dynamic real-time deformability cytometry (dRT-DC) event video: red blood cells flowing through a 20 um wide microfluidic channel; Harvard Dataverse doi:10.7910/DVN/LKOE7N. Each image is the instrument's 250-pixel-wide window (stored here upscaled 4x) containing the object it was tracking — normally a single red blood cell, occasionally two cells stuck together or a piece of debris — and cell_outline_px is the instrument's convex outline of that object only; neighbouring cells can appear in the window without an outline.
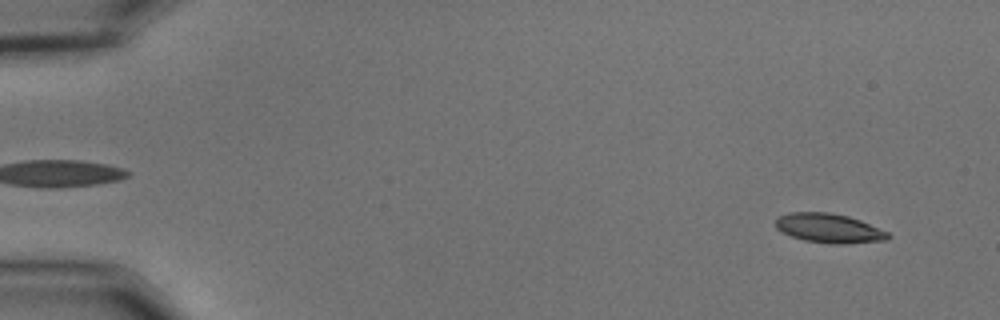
{"species": "common noctule bat (a hibernating species)", "species_latin": "Nyctalus noctula", "temperature_condition": "cold", "stored_images_in_passage": 56, "camera_frame_rate_fps": 3000, "um_per_image_px": 0.085, "animal": {"sex": "male", "body_mass_g": 15.6}, "frame": {"image": 1, "passage_image": 4, "time_ms": 1.0, "image_size_px": [1000, 320], "cell_outline_px": [[892, 236], [888, 240], [844, 244], [832, 244], [804, 240], [792, 236], [776, 228], [776, 220], [780, 216], [788, 212], [828, 212], [848, 216], [860, 220], [888, 232]], "centroid_in_image_um": [70.5, 19.4], "position_along_channel_um": 14.5, "area_um2": 19.13}}
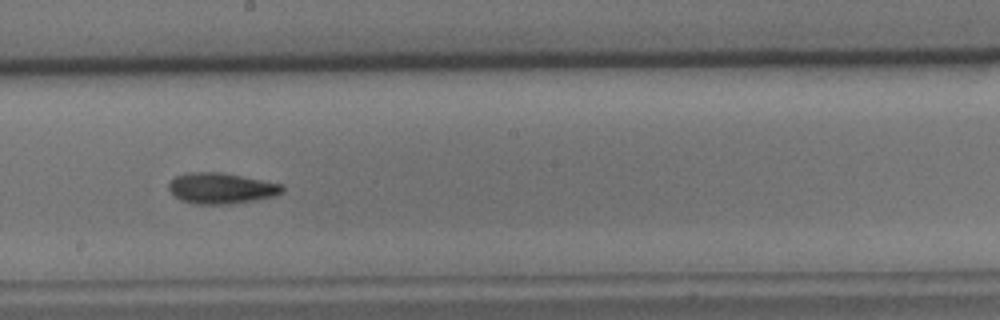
{"frame": {"image": 2, "passage_image": 32, "time_ms": 10.333, "image_size_px": [1000, 320], "cell_outline_px": [[284, 192], [276, 196], [256, 200], [224, 204], [192, 204], [180, 200], [168, 188], [168, 184], [176, 176], [188, 172], [224, 172], [284, 184]], "centroid_in_image_um": [18.85, 15.99], "position_along_channel_um": 229.4, "area_um2": 20.63}}
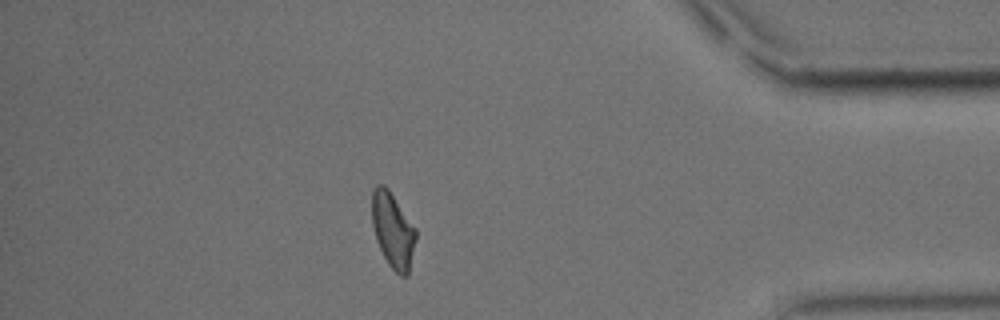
{"frame": {"image": 3, "passage_image": 49, "time_ms": 16.0, "image_size_px": [1000, 320], "cell_outline_px": [[416, 240], [408, 276], [400, 276], [388, 264], [376, 240], [372, 224], [372, 192], [376, 184], [384, 184], [388, 188], [416, 228]], "centroid_in_image_um": [33.4, 19.56], "position_along_channel_um": 401.8, "area_um2": 19.31}, "authors_computed_cell_mechanics": {"area_um2": 19.4208, "velocity_mm_per_s": 3.6288, "shape_relaxation_time_tau1_ms": 8.7622, "shape_relaxation_time_tau2_ms": 2.9514, "deformation_change_tau1": 0.197, "deformation_change_tau2": 0.0982}}